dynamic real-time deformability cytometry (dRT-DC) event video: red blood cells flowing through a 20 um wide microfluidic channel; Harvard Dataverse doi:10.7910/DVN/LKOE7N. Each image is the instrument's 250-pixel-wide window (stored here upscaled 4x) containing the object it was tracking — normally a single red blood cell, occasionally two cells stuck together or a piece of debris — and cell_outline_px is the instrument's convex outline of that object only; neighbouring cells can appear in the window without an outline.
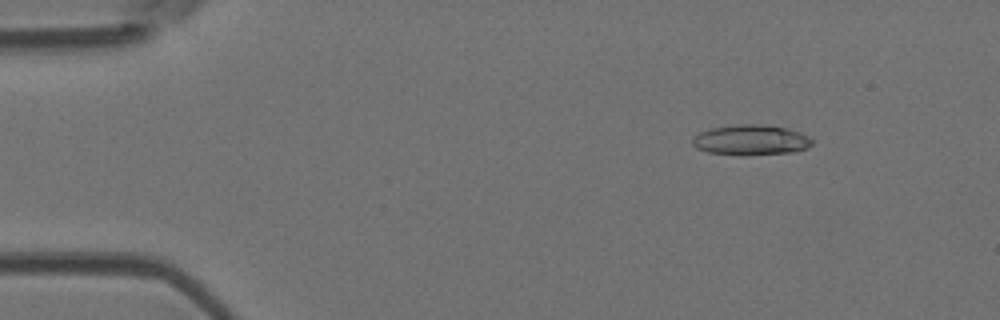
{"species": "Egyptian fruit bat (a non-hibernating species)", "species_latin": "Rousettus aegyptiacus", "temperature_condition": "room temperature", "stored_images_in_passage": 7, "camera_frame_rate_fps": 3000, "um_per_image_px": 0.085, "animal": {"sex": "female"}, "frame": {"image": 1, "passage_image": 1, "time_ms": 0.0, "image_size_px": [1000, 320], "cell_outline_px": [[812, 144], [808, 148], [792, 152], [708, 152], [696, 148], [692, 144], [692, 140], [700, 132], [708, 128], [736, 124], [764, 124], [788, 128], [800, 132], [808, 136], [812, 140]], "centroid_in_image_um": [63.84, 11.83], "position_along_channel_um": 21.2, "area_um2": 20.23}}
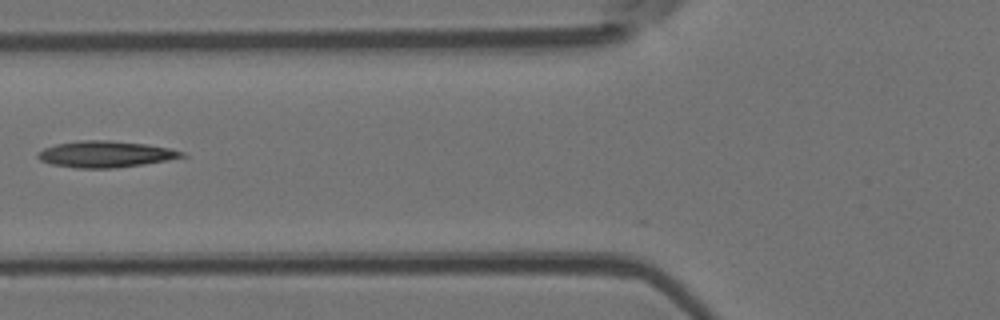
{"frame": {"image": 2, "passage_image": 5, "time_ms": 4.667, "image_size_px": [1000, 320], "cell_outline_px": [[188, 156], [168, 160], [144, 164], [112, 168], [76, 168], [52, 164], [40, 160], [36, 156], [44, 148], [56, 144], [80, 140], [108, 140], [144, 144], [168, 148], [184, 152]], "centroid_in_image_um": [8.97, 13.1], "position_along_channel_um": 116.8, "area_um2": 21.96}}
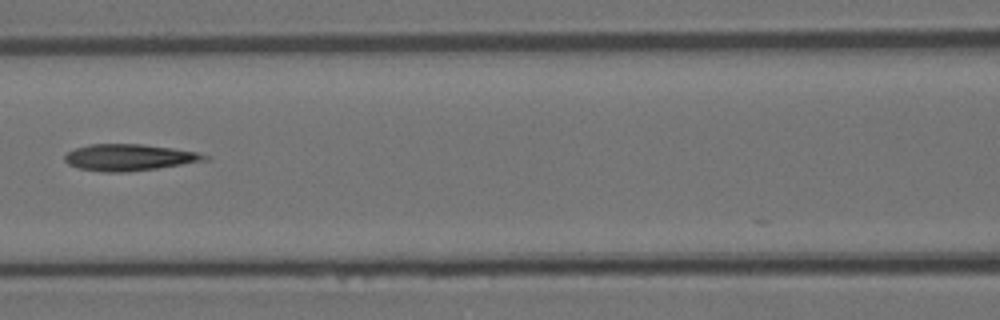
{"frame": {"image": 3, "passage_image": 6, "time_ms": 5.667, "image_size_px": [1000, 320], "cell_outline_px": [[208, 160], [156, 168], [128, 172], [104, 172], [76, 168], [68, 164], [64, 160], [64, 156], [68, 152], [76, 148], [88, 144], [140, 144], [172, 148], [196, 152], [208, 156]], "centroid_in_image_um": [10.92, 13.38], "position_along_channel_um": 155.7, "area_um2": 21.5}}